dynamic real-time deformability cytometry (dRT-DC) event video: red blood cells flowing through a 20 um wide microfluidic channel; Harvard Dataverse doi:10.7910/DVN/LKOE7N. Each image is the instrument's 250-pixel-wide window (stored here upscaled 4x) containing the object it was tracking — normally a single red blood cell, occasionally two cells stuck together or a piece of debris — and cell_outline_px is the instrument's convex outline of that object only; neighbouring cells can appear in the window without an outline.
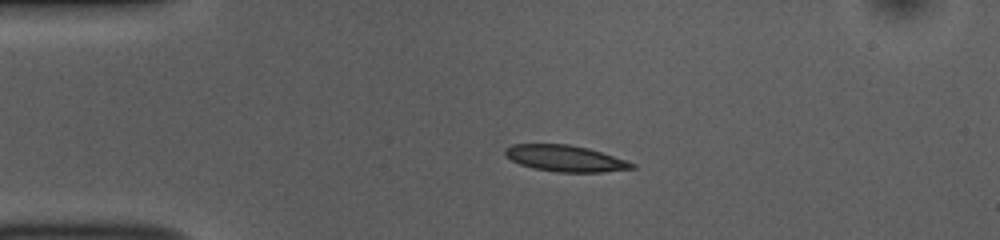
{"species": "common noctule bat (a hibernating species)", "species_latin": "Nyctalus noctula", "temperature_condition": "room temperature", "stored_images_in_passage": 53, "camera_frame_rate_fps": 3000, "um_per_image_px": 0.085, "animal": {"sex": "female", "body_mass_g": 10.0, "forearm_length_mm": 53.1}, "frame": {"image": 1, "passage_image": 11, "time_ms": 3.333, "image_size_px": [1000, 240], "cell_outline_px": [[636, 168], [600, 172], [556, 172], [532, 168], [520, 164], [504, 156], [504, 148], [512, 144], [568, 144], [588, 148], [628, 160], [636, 164]], "centroid_in_image_um": [48.04, 13.46], "position_along_channel_um": 37.0, "area_um2": 19.59}}
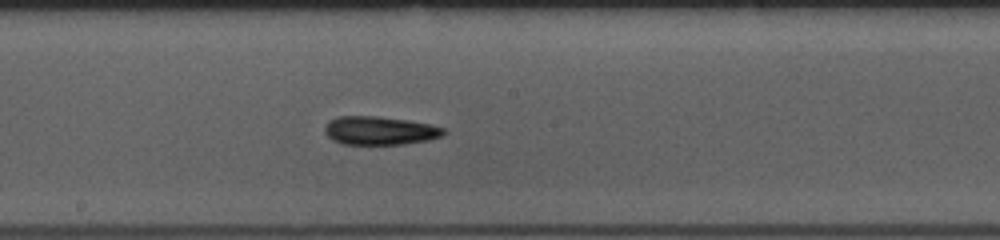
{"frame": {"image": 2, "passage_image": 28, "time_ms": 9.0, "image_size_px": [1000, 240], "cell_outline_px": [[448, 132], [444, 136], [428, 140], [404, 144], [344, 144], [332, 140], [324, 132], [324, 128], [328, 120], [336, 116], [376, 116], [408, 120], [432, 124], [444, 128]], "centroid_in_image_um": [32.3, 11.09], "position_along_channel_um": 215.9, "area_um2": 20.0}}
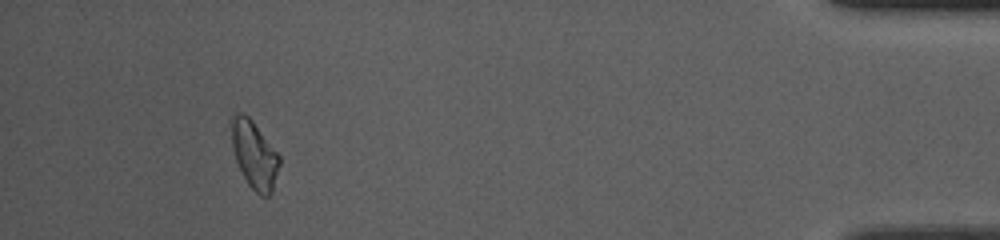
{"frame": {"image": 3, "passage_image": 49, "time_ms": 16.0, "image_size_px": [1000, 240], "cell_outline_px": [[280, 164], [272, 192], [268, 196], [260, 196], [248, 184], [236, 160], [232, 144], [232, 112], [244, 112], [252, 120], [280, 156]], "centroid_in_image_um": [21.63, 13.14], "position_along_channel_um": 413.6, "area_um2": 18.67}, "authors_computed_cell_mechanics": {"area_um2": 18.9584, "velocity_mm_per_s": 3.7178, "shape_relaxation_time_tau1_ms": 3.9465, "shape_relaxation_time_tau2_ms": 5.9227, "deformation_change_tau1": 0.1101, "deformation_change_tau2": 0.1137}}